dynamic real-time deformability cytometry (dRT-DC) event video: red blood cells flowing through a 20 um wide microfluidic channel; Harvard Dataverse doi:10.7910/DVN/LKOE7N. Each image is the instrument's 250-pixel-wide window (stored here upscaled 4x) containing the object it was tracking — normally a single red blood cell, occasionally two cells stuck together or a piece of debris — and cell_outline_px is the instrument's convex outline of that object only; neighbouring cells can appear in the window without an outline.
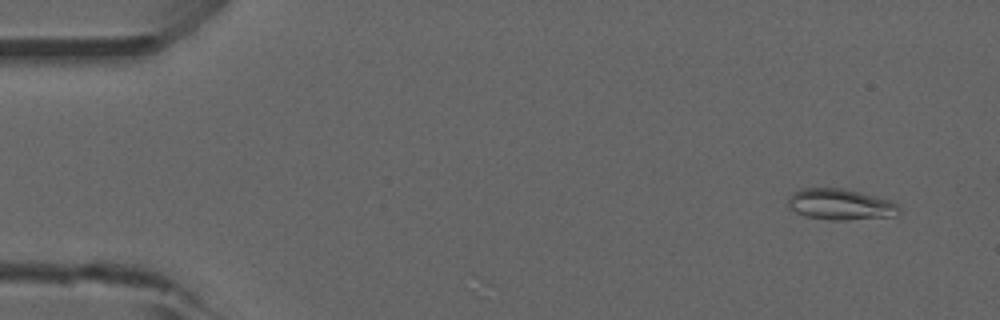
{"species": "common noctule bat (a hibernating species)", "species_latin": "Nyctalus noctula", "temperature_condition": "room temperature", "stored_images_in_passage": 53, "camera_frame_rate_fps": 3000, "um_per_image_px": 0.085, "animal": {"sex": "male", "forearm_length_mm": 52.5}, "frame": {"image": 1, "passage_image": 4, "time_ms": 1.0, "image_size_px": [1000, 320], "cell_outline_px": [[900, 212], [892, 216], [848, 220], [828, 220], [804, 216], [788, 208], [788, 196], [792, 192], [800, 188], [840, 188], [892, 200], [900, 208]], "centroid_in_image_um": [71.38, 17.38], "position_along_channel_um": 13.6, "area_um2": 20.17}}
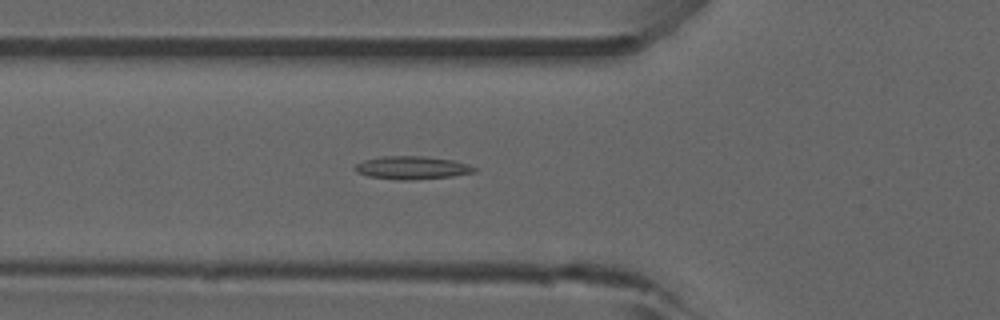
{"frame": {"image": 2, "passage_image": 19, "time_ms": 6.0, "image_size_px": [1000, 320], "cell_outline_px": [[480, 168], [476, 172], [452, 176], [412, 180], [400, 180], [368, 176], [356, 172], [356, 164], [364, 160], [384, 156], [424, 156], [452, 160], [468, 164]], "centroid_in_image_um": [35.08, 14.26], "position_along_channel_um": 90.7, "area_um2": 16.01}}
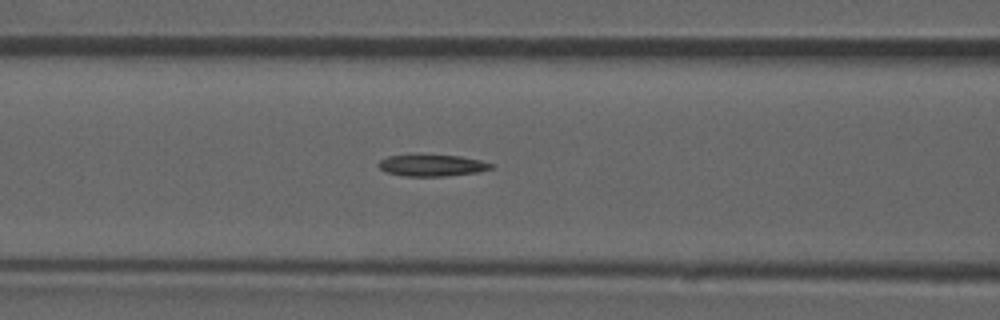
{"frame": {"image": 3, "passage_image": 22, "time_ms": 7.0, "image_size_px": [1000, 320], "cell_outline_px": [[496, 168], [476, 172], [444, 176], [404, 176], [384, 172], [376, 164], [380, 160], [388, 156], [460, 156], [480, 160], [496, 164]], "centroid_in_image_um": [36.76, 14.08], "position_along_channel_um": 129.8, "area_um2": 13.99}}